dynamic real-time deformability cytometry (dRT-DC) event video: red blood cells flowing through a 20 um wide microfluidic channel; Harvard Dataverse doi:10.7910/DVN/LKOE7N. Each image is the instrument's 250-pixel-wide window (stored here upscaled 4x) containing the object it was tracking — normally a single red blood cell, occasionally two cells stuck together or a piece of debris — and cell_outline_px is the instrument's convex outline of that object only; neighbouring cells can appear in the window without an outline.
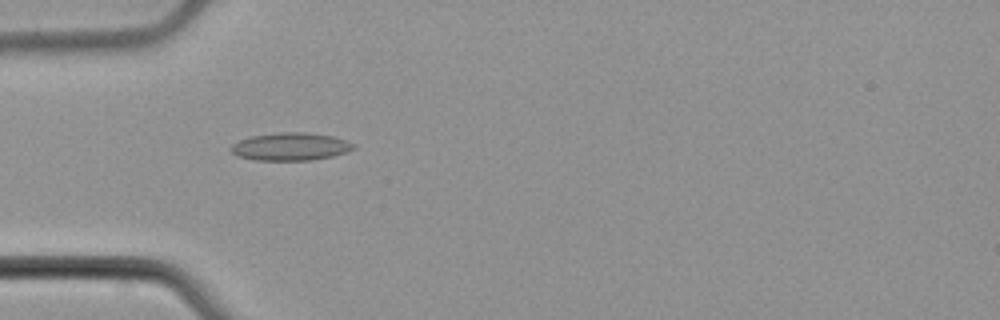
{"species": "common noctule bat (a hibernating species)", "species_latin": "Nyctalus noctula", "temperature_condition": "cold", "stored_images_in_passage": 5, "camera_frame_rate_fps": 3000, "um_per_image_px": 0.085, "animal": {"sex": "male", "body_mass_g": 21.5, "forearm_length_mm": 52.0}, "frame": {"image": 1, "passage_image": 4, "time_ms": 3.667, "image_size_px": [1000, 320], "cell_outline_px": [[356, 148], [348, 152], [332, 156], [312, 160], [256, 160], [236, 156], [228, 148], [232, 144], [240, 140], [252, 136], [280, 132], [304, 132], [332, 136], [356, 144]], "centroid_in_image_um": [24.7, 12.46], "position_along_channel_um": 60.3, "area_um2": 19.88}}
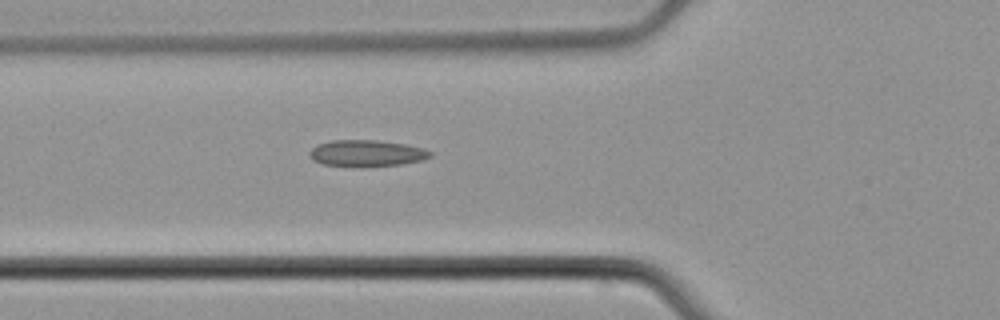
{"frame": {"image": 2, "passage_image": 5, "time_ms": 4.667, "image_size_px": [1000, 320], "cell_outline_px": [[432, 156], [424, 160], [400, 164], [324, 164], [312, 160], [308, 156], [308, 152], [316, 144], [332, 140], [376, 140], [404, 144], [424, 148], [432, 152]], "centroid_in_image_um": [31.16, 12.98], "position_along_channel_um": 94.6, "area_um2": 17.92}}